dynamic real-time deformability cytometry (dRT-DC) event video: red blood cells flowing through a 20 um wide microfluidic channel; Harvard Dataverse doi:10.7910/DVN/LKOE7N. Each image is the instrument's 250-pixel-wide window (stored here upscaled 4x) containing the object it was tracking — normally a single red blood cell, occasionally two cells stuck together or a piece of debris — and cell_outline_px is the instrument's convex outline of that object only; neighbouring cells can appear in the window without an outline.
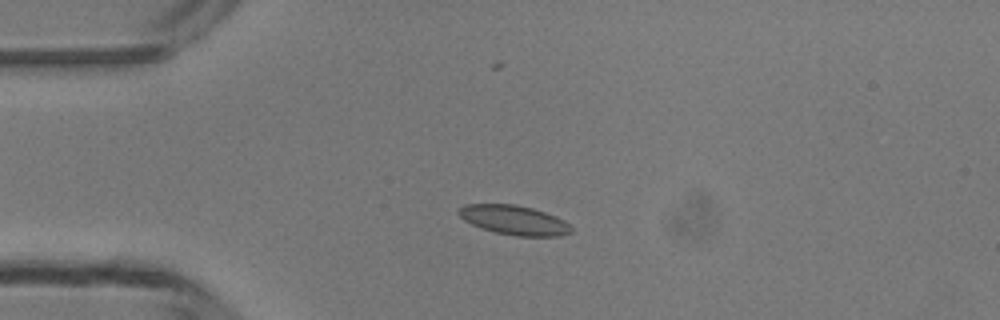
{"species": "common noctule bat (a hibernating species)", "species_latin": "Nyctalus noctula", "temperature_condition": "room temperature", "stored_images_in_passage": 4, "camera_frame_rate_fps": 3000, "um_per_image_px": 0.085, "animal": {"sex": "male", "body_mass_g": 13.3}, "frame": {"image": 1, "passage_image": 2, "time_ms": 1.0, "image_size_px": [1000, 320], "cell_outline_px": [[572, 232], [560, 236], [516, 236], [496, 232], [472, 224], [464, 220], [456, 212], [464, 204], [516, 204], [532, 208], [556, 216], [564, 220], [572, 228]], "centroid_in_image_um": [43.71, 18.7], "position_along_channel_um": 41.3, "area_um2": 19.19}}
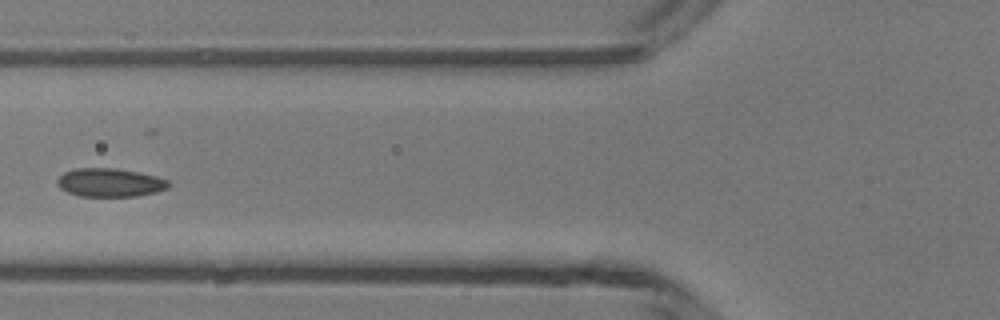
{"frame": {"image": 2, "passage_image": 4, "time_ms": 3.333, "image_size_px": [1000, 320], "cell_outline_px": [[172, 184], [168, 188], [156, 192], [136, 196], [80, 196], [68, 192], [60, 188], [56, 184], [56, 180], [64, 172], [76, 168], [116, 168], [156, 176], [168, 180]], "centroid_in_image_um": [9.34, 15.52], "position_along_channel_um": 116.5, "area_um2": 18.5}}